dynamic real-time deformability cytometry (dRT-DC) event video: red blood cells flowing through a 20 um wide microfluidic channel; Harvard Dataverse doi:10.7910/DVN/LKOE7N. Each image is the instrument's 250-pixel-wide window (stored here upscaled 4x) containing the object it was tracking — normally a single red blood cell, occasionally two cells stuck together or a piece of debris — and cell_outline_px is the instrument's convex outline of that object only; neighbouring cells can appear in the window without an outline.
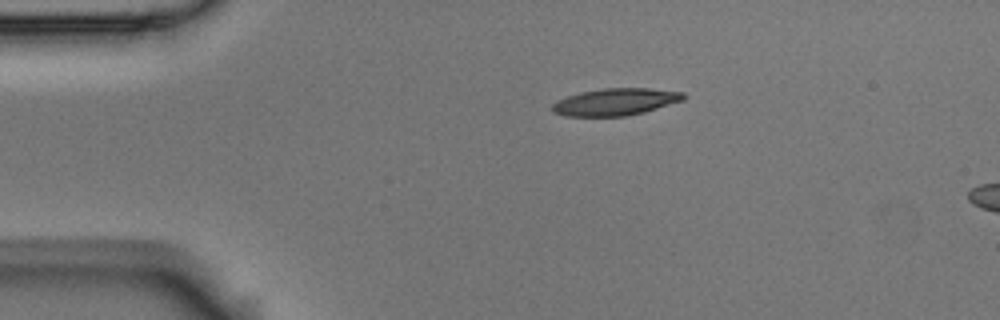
{"species": "Egyptian fruit bat (a non-hibernating species)", "species_latin": "Rousettus aegyptiacus", "temperature_condition": "room temperature", "stored_images_in_passage": 3, "camera_frame_rate_fps": 3000, "um_per_image_px": 0.085, "animal": {"sex": "male"}, "frame": {"image": 1, "passage_image": 1, "time_ms": 0.0, "image_size_px": [1000, 320], "cell_outline_px": [[688, 96], [684, 100], [644, 112], [624, 116], [564, 116], [552, 112], [552, 104], [556, 100], [580, 92], [604, 88], [648, 88], [684, 92]], "centroid_in_image_um": [52.32, 8.66], "position_along_channel_um": 32.7, "area_um2": 20.81}}